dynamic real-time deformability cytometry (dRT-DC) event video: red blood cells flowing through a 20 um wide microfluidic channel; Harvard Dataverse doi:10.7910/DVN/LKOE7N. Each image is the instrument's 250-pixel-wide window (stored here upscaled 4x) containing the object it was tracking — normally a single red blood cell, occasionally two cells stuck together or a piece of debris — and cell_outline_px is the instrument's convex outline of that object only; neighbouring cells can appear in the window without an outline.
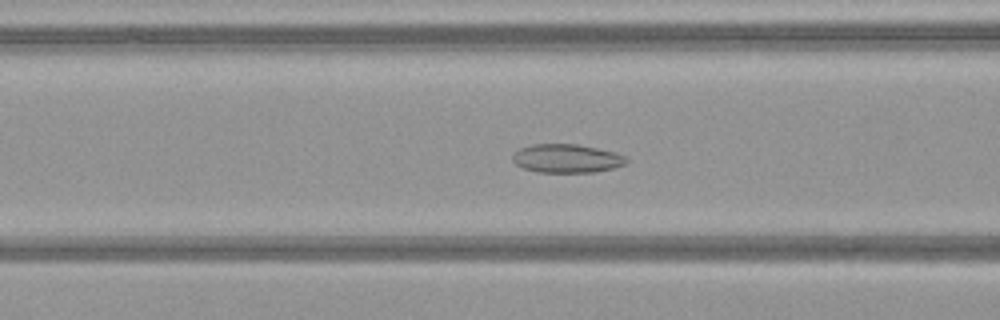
{"species": "common noctule bat (a hibernating species)", "species_latin": "Nyctalus noctula", "temperature_condition": "warm", "stored_images_in_passage": 20, "camera_frame_rate_fps": 3000, "um_per_image_px": 0.085, "animal": {"sex": "female", "body_mass_g": 21.9}, "frame": {"image": 1, "passage_image": 6, "time_ms": 1.667, "image_size_px": [1000, 320], "cell_outline_px": [[628, 164], [596, 172], [536, 172], [524, 168], [516, 164], [512, 160], [512, 152], [520, 148], [532, 144], [576, 144], [616, 152], [624, 156], [628, 160]], "centroid_in_image_um": [48.16, 13.47], "position_along_channel_um": 118.4, "area_um2": 19.07}}
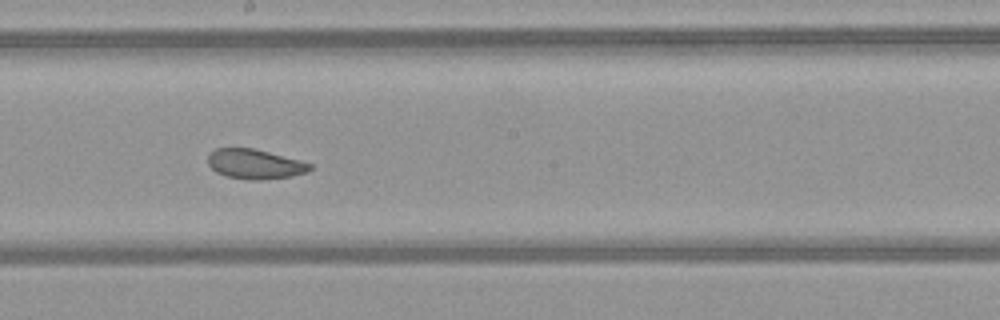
{"frame": {"image": 2, "passage_image": 14, "time_ms": 4.333, "image_size_px": [1000, 320], "cell_outline_px": [[312, 168], [308, 172], [288, 176], [260, 180], [248, 180], [228, 176], [216, 172], [208, 164], [208, 156], [216, 148], [256, 148], [300, 160], [312, 164]], "centroid_in_image_um": [21.68, 13.93], "position_along_channel_um": 226.5, "area_um2": 17.63}}
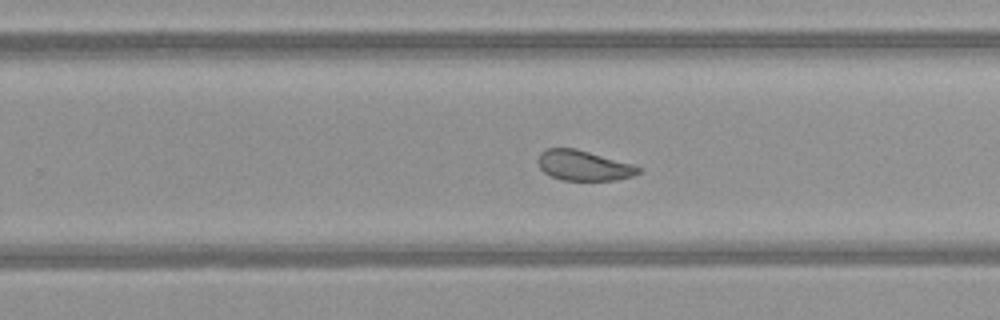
{"frame": {"image": 3, "passage_image": 18, "time_ms": 5.667, "image_size_px": [1000, 320], "cell_outline_px": [[640, 172], [632, 176], [616, 180], [564, 180], [552, 176], [544, 172], [540, 168], [536, 160], [540, 152], [548, 148], [576, 148], [632, 164], [640, 168]], "centroid_in_image_um": [49.57, 14.06], "position_along_channel_um": 280.2, "area_um2": 17.57}}